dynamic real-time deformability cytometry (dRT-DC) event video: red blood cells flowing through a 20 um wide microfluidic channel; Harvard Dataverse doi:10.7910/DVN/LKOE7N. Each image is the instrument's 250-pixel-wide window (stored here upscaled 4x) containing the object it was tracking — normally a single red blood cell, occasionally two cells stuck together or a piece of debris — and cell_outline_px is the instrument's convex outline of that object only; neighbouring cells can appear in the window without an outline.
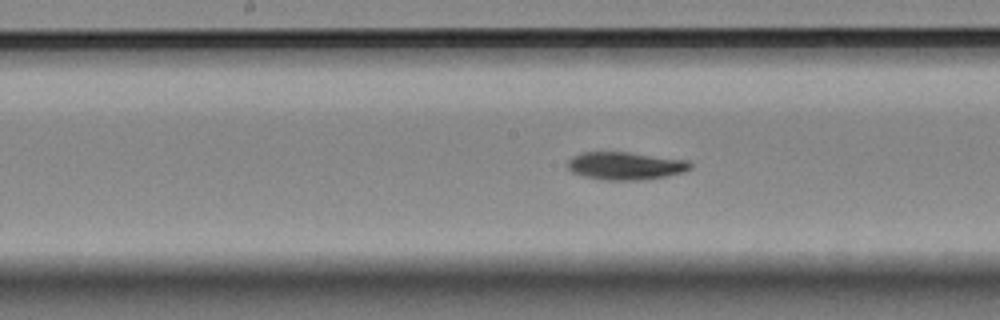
{"species": "Egyptian fruit bat (a non-hibernating species)", "species_latin": "Rousettus aegyptiacus", "temperature_condition": "room temperature", "stored_images_in_passage": 9, "camera_frame_rate_fps": 3000, "um_per_image_px": 0.085, "animal": {"sex": "female"}, "frame": {"image": 1, "passage_image": 6, "time_ms": 1.667, "image_size_px": [1000, 320], "cell_outline_px": [[692, 168], [684, 172], [664, 176], [640, 180], [604, 180], [584, 176], [572, 172], [568, 168], [568, 160], [572, 156], [584, 152], [628, 152], [688, 160], [692, 164]], "centroid_in_image_um": [53.17, 14.09], "position_along_channel_um": 195.0, "area_um2": 19.83}}